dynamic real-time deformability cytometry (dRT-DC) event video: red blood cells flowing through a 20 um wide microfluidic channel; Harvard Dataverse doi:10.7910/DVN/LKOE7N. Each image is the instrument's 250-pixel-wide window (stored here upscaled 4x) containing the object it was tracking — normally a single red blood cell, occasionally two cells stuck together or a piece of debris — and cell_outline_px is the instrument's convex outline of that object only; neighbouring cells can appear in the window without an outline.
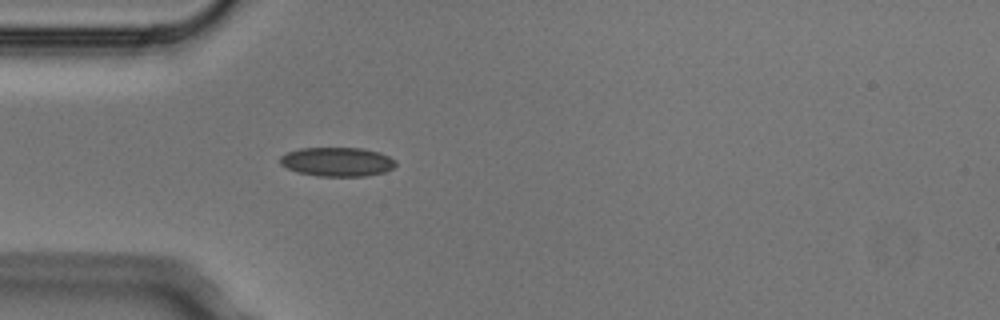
{"species": "Egyptian fruit bat (a non-hibernating species)", "species_latin": "Rousettus aegyptiacus", "temperature_condition": "cold", "stored_images_in_passage": 6, "camera_frame_rate_fps": 3000, "um_per_image_px": 0.085, "animal": {"sex": "male"}, "frame": {"image": 1, "passage_image": 6, "time_ms": 1.667, "image_size_px": [1000, 320], "cell_outline_px": [[396, 164], [392, 168], [384, 172], [364, 176], [320, 176], [300, 172], [288, 168], [280, 164], [280, 156], [288, 152], [300, 148], [360, 148], [380, 152], [396, 160]], "centroid_in_image_um": [28.68, 13.74], "position_along_channel_um": 56.3, "area_um2": 19.42}}